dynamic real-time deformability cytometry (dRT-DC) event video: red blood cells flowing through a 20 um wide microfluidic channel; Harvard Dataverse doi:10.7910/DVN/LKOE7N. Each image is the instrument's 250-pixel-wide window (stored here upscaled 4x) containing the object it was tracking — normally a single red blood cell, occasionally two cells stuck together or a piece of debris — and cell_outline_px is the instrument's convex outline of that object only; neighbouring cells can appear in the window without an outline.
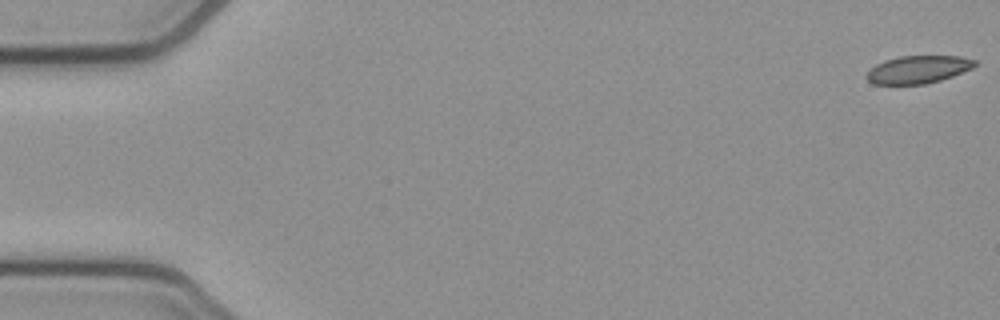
{"species": "common noctule bat (a hibernating species)", "species_latin": "Nyctalus noctula", "temperature_condition": "cold", "stored_images_in_passage": 54, "camera_frame_rate_fps": 3000, "um_per_image_px": 0.085, "animal": {"sex": "female", "body_mass_g": 21.9}, "frame": {"image": 1, "passage_image": 1, "time_ms": 0.0, "image_size_px": [1000, 320], "cell_outline_px": [[976, 64], [972, 68], [952, 76], [940, 80], [924, 84], [872, 84], [864, 76], [876, 64], [884, 60], [900, 56], [960, 56], [976, 60]], "centroid_in_image_um": [78.02, 5.9], "position_along_channel_um": 7.0, "area_um2": 17.4}}
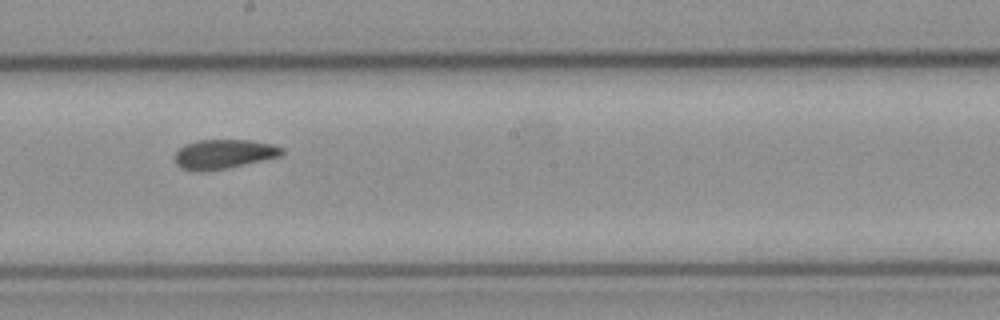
{"frame": {"image": 2, "passage_image": 30, "time_ms": 9.667, "image_size_px": [1000, 320], "cell_outline_px": [[284, 152], [280, 156], [228, 168], [208, 172], [196, 172], [180, 168], [176, 164], [172, 156], [184, 144], [196, 140], [248, 140], [272, 144], [284, 148]], "centroid_in_image_um": [18.95, 13.11], "position_along_channel_um": 229.2, "area_um2": 18.67}}
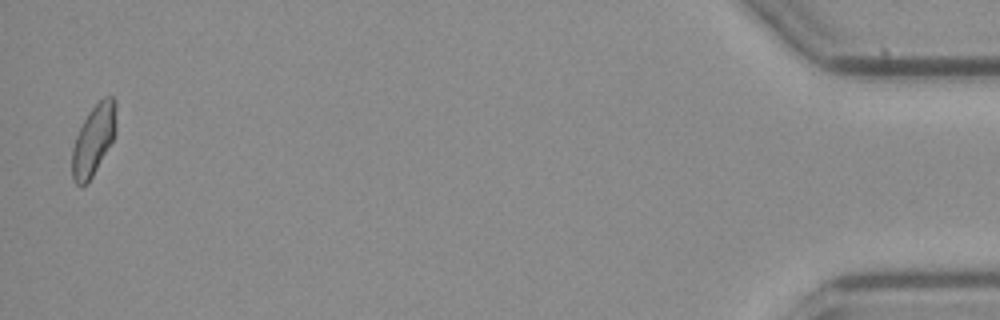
{"frame": {"image": 3, "passage_image": 53, "time_ms": 17.333, "image_size_px": [1000, 320], "cell_outline_px": [[116, 132], [112, 140], [88, 184], [80, 188], [72, 180], [72, 148], [76, 136], [84, 120], [92, 108], [104, 96], [112, 96], [116, 100]], "centroid_in_image_um": [7.95, 11.92], "position_along_channel_um": 427.3, "area_um2": 18.09}, "authors_computed_cell_mechanics": {"area_um2": 18.6116, "velocity_mm_per_s": 3.8377, "shape_relaxation_time_tau1_ms": null, "shape_relaxation_time_tau2_ms": 1.8291, "deformation_change_tau1": null, "deformation_change_tau2": 0.0771}}